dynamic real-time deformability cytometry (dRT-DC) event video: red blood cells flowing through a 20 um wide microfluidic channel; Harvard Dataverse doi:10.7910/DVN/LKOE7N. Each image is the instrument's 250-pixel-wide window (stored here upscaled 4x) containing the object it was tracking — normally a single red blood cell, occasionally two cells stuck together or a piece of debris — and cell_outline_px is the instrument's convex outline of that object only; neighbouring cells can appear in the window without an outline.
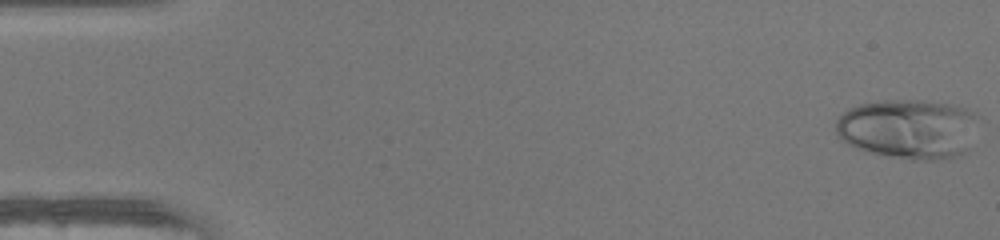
{"species": "human", "species_latin": "Homo sapiens", "temperature_condition": "warm", "stored_images_in_passage": 48, "camera_frame_rate_fps": 3000, "um_per_image_px": 0.085, "donor": {"sex": "female"}, "frame": {"image": 1, "passage_image": 1, "time_ms": 0.0, "image_size_px": [1000, 240], "cell_outline_px": [[984, 120], [968, 148], [964, 152], [956, 156], [932, 160], [912, 160], [872, 152], [856, 148], [848, 144], [836, 132], [836, 120], [848, 108], [860, 104], [884, 100], [920, 100], [952, 104], [964, 108], [980, 116]], "centroid_in_image_um": [77.31, 10.94], "position_along_channel_um": 7.7, "area_um2": 50.17}}
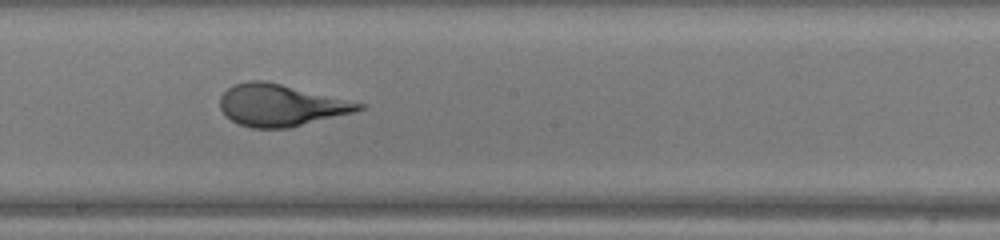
{"frame": {"image": 2, "passage_image": 27, "time_ms": 8.667, "image_size_px": [1000, 240], "cell_outline_px": [[368, 104], [364, 108], [352, 112], [288, 128], [252, 128], [240, 124], [224, 116], [220, 108], [220, 96], [228, 88], [236, 84], [248, 80], [264, 80]], "centroid_in_image_um": [23.84, 8.94], "position_along_channel_um": 224.4, "area_um2": 33.64}}
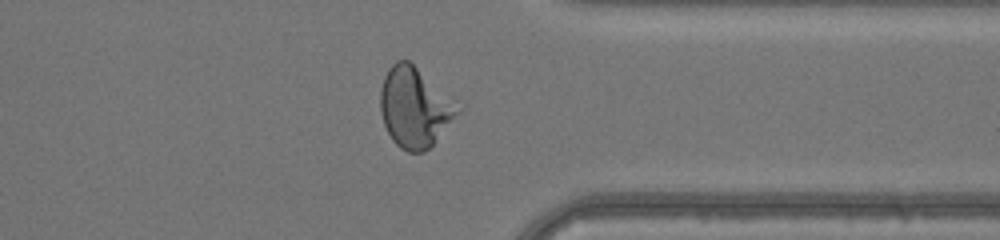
{"frame": {"image": 3, "passage_image": 38, "time_ms": 12.333, "image_size_px": [1000, 240], "cell_outline_px": [[464, 108], [432, 144], [424, 152], [408, 152], [400, 148], [392, 140], [384, 124], [380, 112], [380, 88], [384, 76], [388, 68], [396, 60], [408, 60], [456, 100]], "centroid_in_image_um": [35.25, 9.11], "position_along_channel_um": 376.1, "area_um2": 36.18}, "authors_computed_cell_mechanics": {"area_um2": 35.2291, "velocity_mm_per_s": 4.2817, "shape_relaxation_time_tau1_ms": 6.5546, "shape_relaxation_time_tau2_ms": null, "deformation_change_tau1": 0.2918, "deformation_change_tau2": null}}